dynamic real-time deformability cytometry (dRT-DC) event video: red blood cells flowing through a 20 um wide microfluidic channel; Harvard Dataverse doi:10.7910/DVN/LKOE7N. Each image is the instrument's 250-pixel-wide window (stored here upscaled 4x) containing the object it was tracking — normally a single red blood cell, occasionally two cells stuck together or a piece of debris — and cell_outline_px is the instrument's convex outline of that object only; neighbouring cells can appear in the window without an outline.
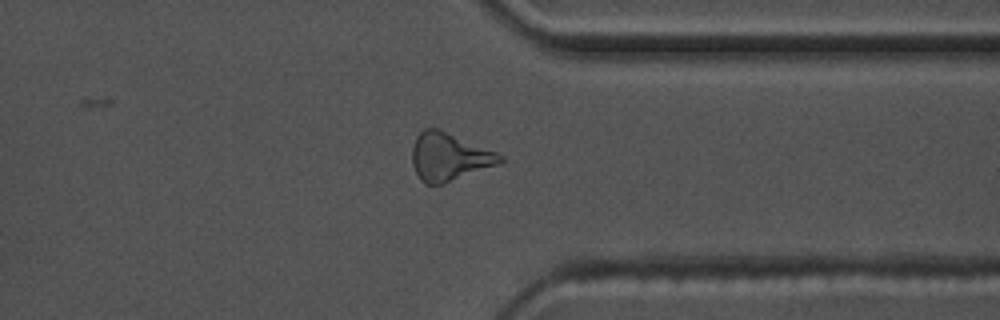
{"species": "common noctule bat (a hibernating species)", "species_latin": "Nyctalus noctula", "temperature_condition": "warm", "stored_images_in_passage": 43, "camera_frame_rate_fps": 3000, "um_per_image_px": 0.085, "animal": {"sex": "male", "body_mass_g": 17.5, "forearm_length_mm": 52.3}, "frame": {"image": 1, "passage_image": 31, "time_ms": 10.0, "image_size_px": [1000, 320], "cell_outline_px": [[504, 160], [500, 164], [444, 184], [424, 184], [420, 180], [412, 164], [412, 148], [416, 136], [424, 128], [440, 128], [496, 152], [504, 156]], "centroid_in_image_um": [38.17, 13.33], "position_along_channel_um": 373.2, "area_um2": 24.8}, "authors_computed_cell_mechanics": {"area_um2": 22.5998, "velocity_mm_per_s": 3.6503, "shape_relaxation_time_tau1_ms": 6.569, "shape_relaxation_time_tau2_ms": 9.7607, "deformation_change_tau1": 0.183, "deformation_change_tau2": 0.2406}}